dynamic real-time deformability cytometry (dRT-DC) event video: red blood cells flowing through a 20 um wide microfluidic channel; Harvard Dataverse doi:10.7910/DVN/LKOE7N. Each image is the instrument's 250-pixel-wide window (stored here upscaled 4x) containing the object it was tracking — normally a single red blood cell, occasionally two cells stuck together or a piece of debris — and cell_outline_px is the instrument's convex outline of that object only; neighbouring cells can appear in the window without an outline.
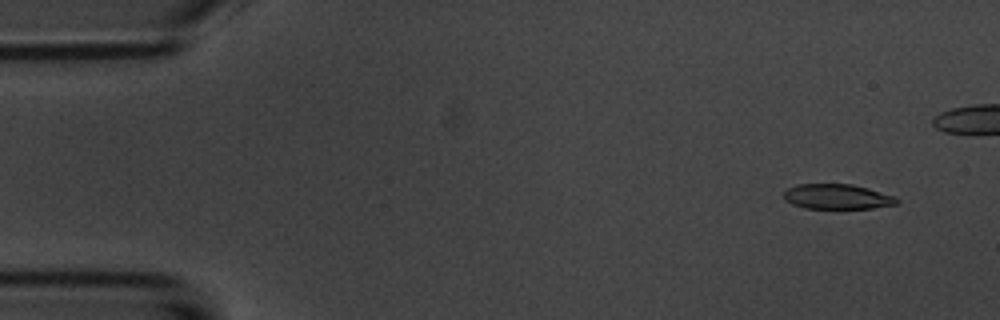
{"species": "common noctule bat (a hibernating species)", "species_latin": "Nyctalus noctula", "temperature_condition": "room temperature", "stored_images_in_passage": 6, "camera_frame_rate_fps": 3000, "um_per_image_px": 0.085, "animal": {"sex": "male", "body_mass_g": 20.1, "forearm_length_mm": 53.5}, "frame": {"image": 1, "passage_image": 1, "time_ms": 0.0, "image_size_px": [1000, 320], "cell_outline_px": [[900, 200], [896, 204], [872, 208], [804, 208], [792, 204], [784, 200], [784, 192], [788, 188], [796, 184], [852, 184], [868, 188], [896, 196]], "centroid_in_image_um": [71.16, 16.71], "position_along_channel_um": 13.8, "area_um2": 16.53}}
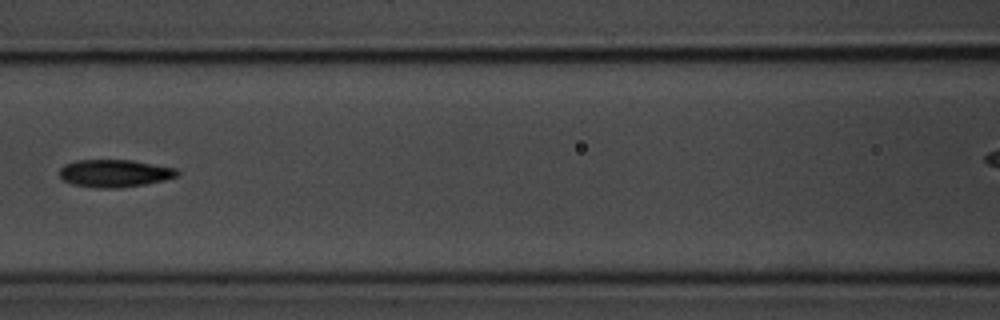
{"frame": {"image": 2, "passage_image": 6, "time_ms": 6.667, "image_size_px": [1000, 320], "cell_outline_px": [[180, 172], [176, 176], [164, 180], [144, 184], [116, 188], [96, 188], [72, 184], [64, 180], [60, 176], [60, 168], [64, 164], [76, 160], [132, 160], [176, 168]], "centroid_in_image_um": [9.73, 14.72], "position_along_channel_um": 156.9, "area_um2": 18.84}}